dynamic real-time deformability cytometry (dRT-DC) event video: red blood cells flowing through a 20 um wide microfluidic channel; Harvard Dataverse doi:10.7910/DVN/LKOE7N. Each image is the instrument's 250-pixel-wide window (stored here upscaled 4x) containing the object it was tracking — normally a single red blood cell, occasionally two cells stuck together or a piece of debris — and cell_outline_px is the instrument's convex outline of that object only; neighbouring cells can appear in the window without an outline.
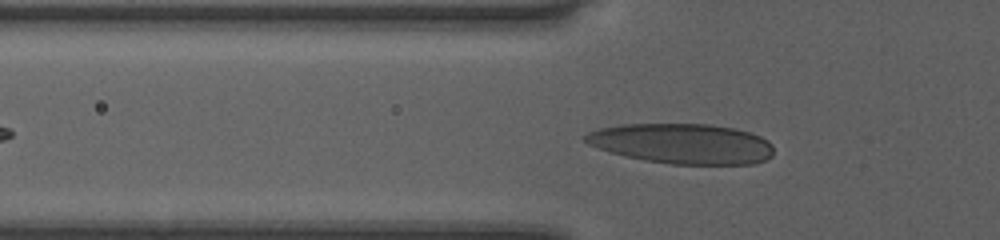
{"species": "human", "species_latin": "Homo sapiens", "temperature_condition": "room temperature", "stored_images_in_passage": 39, "camera_frame_rate_fps": 3000, "um_per_image_px": 0.085, "donor": {"sex": "female"}, "frame": {"image": 1, "passage_image": 9, "time_ms": 2.667, "image_size_px": [1000, 240], "cell_outline_px": [[772, 156], [764, 160], [752, 164], [672, 164], [644, 160], [612, 152], [588, 144], [584, 140], [584, 136], [588, 132], [600, 128], [624, 124], [712, 124], [732, 128], [748, 132], [760, 136], [768, 140], [772, 144]], "centroid_in_image_um": [58.0, 12.2], "position_along_channel_um": 67.8, "area_um2": 43.81}}
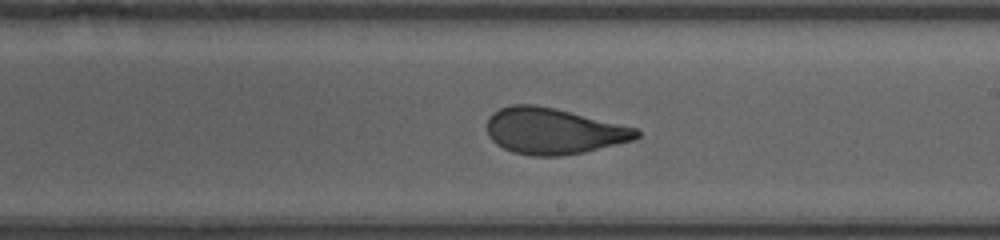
{"frame": {"image": 2, "passage_image": 22, "time_ms": 7.0, "image_size_px": [1000, 240], "cell_outline_px": [[640, 136], [636, 140], [584, 152], [560, 156], [532, 156], [512, 152], [496, 144], [488, 136], [488, 116], [492, 112], [500, 108], [512, 104], [536, 104], [636, 128], [640, 132]], "centroid_in_image_um": [47.02, 11.15], "position_along_channel_um": 242.0, "area_um2": 40.11}}
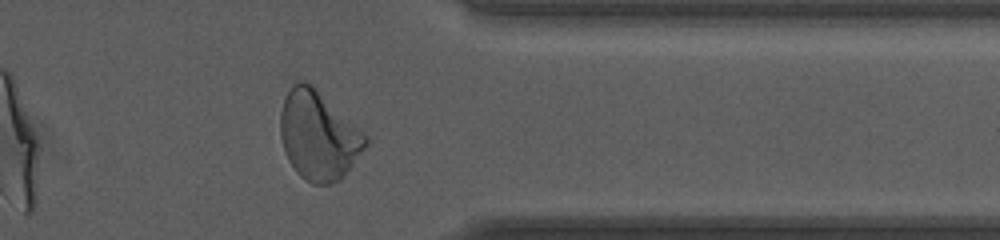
{"frame": {"image": 3, "passage_image": 33, "time_ms": 10.667, "image_size_px": [1000, 240], "cell_outline_px": [[368, 144], [344, 176], [340, 180], [328, 184], [312, 184], [304, 180], [296, 172], [288, 160], [284, 152], [280, 136], [280, 112], [284, 100], [288, 92], [300, 80], [304, 80], [312, 84], [368, 136]], "centroid_in_image_um": [27.06, 11.54], "position_along_channel_um": 384.3, "area_um2": 44.04}}